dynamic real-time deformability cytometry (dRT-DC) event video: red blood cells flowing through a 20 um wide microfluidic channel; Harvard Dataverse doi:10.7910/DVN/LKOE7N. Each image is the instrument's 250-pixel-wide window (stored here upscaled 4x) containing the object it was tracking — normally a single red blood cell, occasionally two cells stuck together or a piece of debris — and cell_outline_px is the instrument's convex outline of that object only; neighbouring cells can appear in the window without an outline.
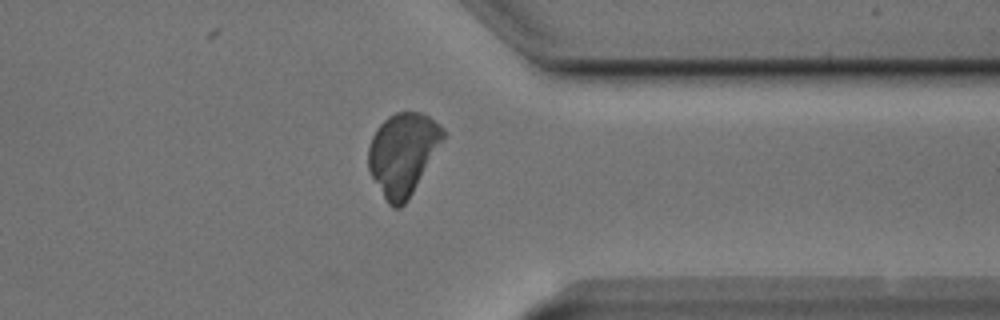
{"species": "Egyptian fruit bat (a non-hibernating species)", "species_latin": "Rousettus aegyptiacus", "temperature_condition": "cold", "stored_images_in_passage": 44, "camera_frame_rate_fps": 3000, "um_per_image_px": 0.085, "animal": {"sex": "male"}, "frame": {"image": 1, "passage_image": 32, "time_ms": 10.333, "image_size_px": [1000, 320], "cell_outline_px": [[444, 136], [408, 200], [400, 208], [392, 208], [388, 204], [372, 176], [368, 168], [368, 148], [372, 136], [376, 128], [388, 116], [396, 112], [420, 112], [428, 116], [440, 124], [444, 128]], "centroid_in_image_um": [34.21, 13.06], "position_along_channel_um": 377.2, "area_um2": 35.26}}
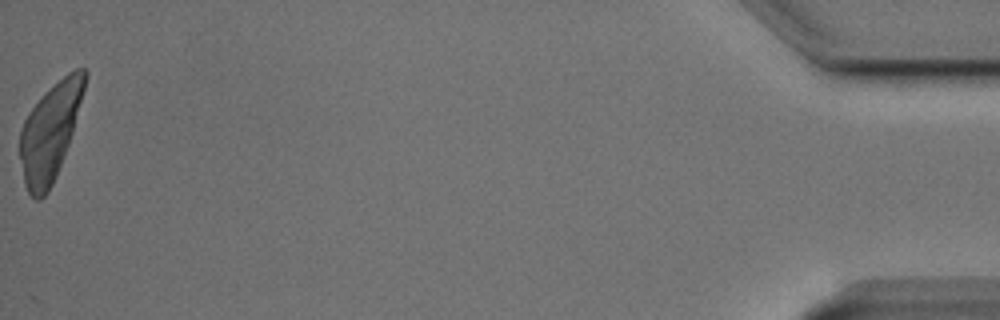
{"frame": {"image": 2, "passage_image": 44, "time_ms": 14.333, "image_size_px": [1000, 320], "cell_outline_px": [[88, 76], [72, 132], [68, 144], [56, 176], [48, 192], [40, 200], [36, 200], [28, 192], [24, 184], [20, 156], [20, 132], [24, 120], [28, 112], [68, 72], [76, 68], [84, 68], [88, 72]], "centroid_in_image_um": [4.25, 11.24], "position_along_channel_um": 430.9, "area_um2": 35.72}}